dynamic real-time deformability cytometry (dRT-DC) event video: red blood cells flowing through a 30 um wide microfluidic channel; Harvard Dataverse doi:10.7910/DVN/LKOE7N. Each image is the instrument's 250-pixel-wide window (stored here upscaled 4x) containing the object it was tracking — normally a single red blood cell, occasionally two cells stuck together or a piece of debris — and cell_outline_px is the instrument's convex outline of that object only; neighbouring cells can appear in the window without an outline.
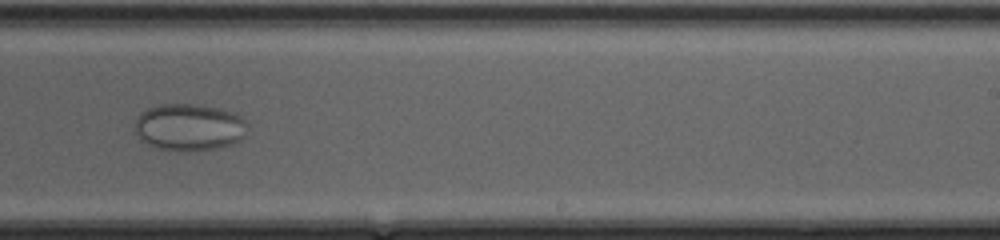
{"species": "common noctule bat (a hibernating species)", "species_latin": "Nyctalus noctula", "temperature_condition": "cold", "stored_images_in_passage": 52, "camera_frame_rate_fps": 3000, "um_per_image_px": 0.085, "animal": {"sex": "female", "body_mass_g": 20.0, "forearm_length_mm": 54.0}, "frame": {"image": 1, "passage_image": 35, "time_ms": 11.333, "image_size_px": [1000, 240], "cell_outline_px": [[248, 124], [244, 136], [240, 140], [232, 144], [216, 148], [184, 152], [156, 148], [140, 140], [136, 132], [136, 116], [140, 112], [148, 108], [160, 104], [196, 104], [220, 108], [236, 112]], "centroid_in_image_um": [16.08, 10.81], "position_along_channel_um": 272.9, "area_um2": 31.21}}
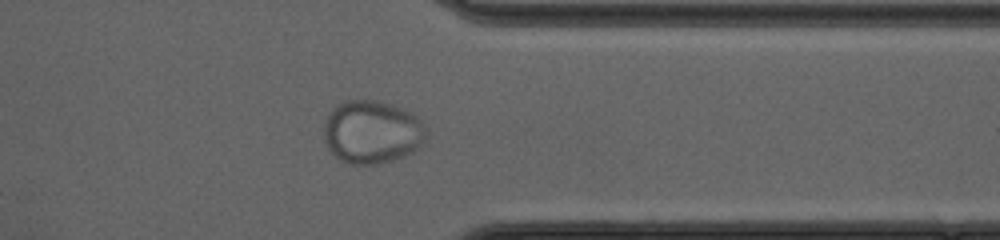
{"frame": {"image": 2, "passage_image": 43, "time_ms": 14.0, "image_size_px": [1000, 240], "cell_outline_px": [[428, 132], [420, 144], [412, 152], [404, 156], [392, 160], [376, 164], [348, 164], [340, 160], [328, 148], [324, 140], [324, 124], [332, 108], [336, 104], [344, 100], [376, 100], [392, 104], [412, 112], [420, 120]], "centroid_in_image_um": [31.6, 11.2], "position_along_channel_um": 379.8, "area_um2": 37.74}}